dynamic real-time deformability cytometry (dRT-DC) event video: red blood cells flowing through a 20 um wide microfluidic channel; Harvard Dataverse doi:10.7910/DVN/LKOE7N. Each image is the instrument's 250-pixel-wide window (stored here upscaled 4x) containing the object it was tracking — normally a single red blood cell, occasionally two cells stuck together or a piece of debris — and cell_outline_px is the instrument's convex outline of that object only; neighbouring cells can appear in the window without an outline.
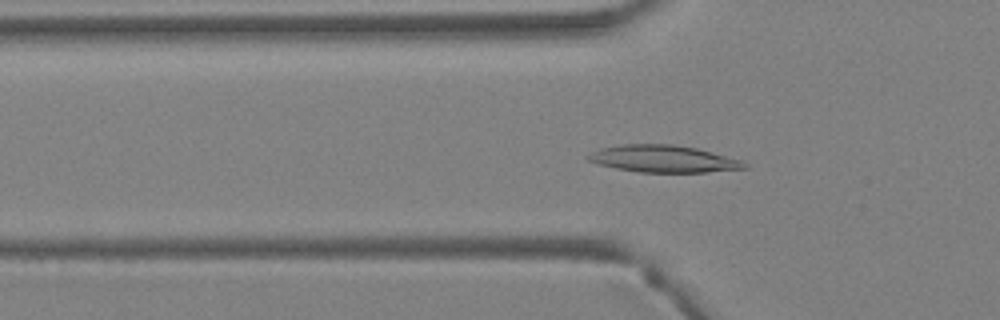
{"species": "Egyptian fruit bat (a non-hibernating species)", "species_latin": "Rousettus aegyptiacus", "temperature_condition": "warm", "stored_images_in_passage": 2, "camera_frame_rate_fps": 3000, "um_per_image_px": 0.085, "animal": {"sex": "female"}, "frame": {"image": 1, "passage_image": 2, "time_ms": 0.333, "image_size_px": [1000, 320], "cell_outline_px": [[748, 168], [708, 172], [640, 172], [616, 168], [596, 164], [588, 160], [584, 156], [600, 148], [620, 144], [672, 144], [696, 148], [712, 152], [740, 160], [748, 164]], "centroid_in_image_um": [56.35, 13.5], "position_along_channel_um": 69.4, "area_um2": 24.68}}